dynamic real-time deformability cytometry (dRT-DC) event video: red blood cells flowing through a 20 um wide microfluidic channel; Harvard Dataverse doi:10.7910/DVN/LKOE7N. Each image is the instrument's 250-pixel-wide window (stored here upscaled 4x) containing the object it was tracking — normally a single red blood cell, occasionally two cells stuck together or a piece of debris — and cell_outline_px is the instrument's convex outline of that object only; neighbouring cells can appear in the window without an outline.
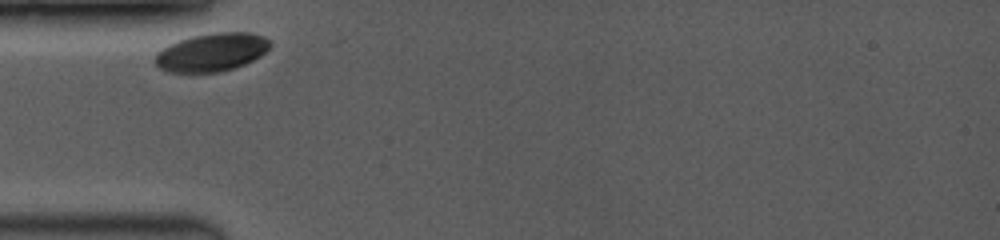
{"species": "common noctule bat (a hibernating species)", "species_latin": "Nyctalus noctula", "temperature_condition": "room temperature", "stored_images_in_passage": 6, "camera_frame_rate_fps": 3500, "um_per_image_px": 0.085, "animal": {"sex": "female", "body_mass_g": 19.0, "forearm_length_mm": 53.3}, "frame": {"image": 1, "passage_image": 1, "time_ms": 0.0, "image_size_px": [1000, 240], "cell_outline_px": [[272, 44], [260, 56], [244, 64], [220, 72], [196, 76], [192, 76], [164, 72], [156, 68], [156, 52], [168, 44], [192, 36], [212, 32], [248, 32], [264, 36]], "centroid_in_image_um": [17.9, 4.5], "position_along_channel_um": 67.1, "area_um2": 26.53}}